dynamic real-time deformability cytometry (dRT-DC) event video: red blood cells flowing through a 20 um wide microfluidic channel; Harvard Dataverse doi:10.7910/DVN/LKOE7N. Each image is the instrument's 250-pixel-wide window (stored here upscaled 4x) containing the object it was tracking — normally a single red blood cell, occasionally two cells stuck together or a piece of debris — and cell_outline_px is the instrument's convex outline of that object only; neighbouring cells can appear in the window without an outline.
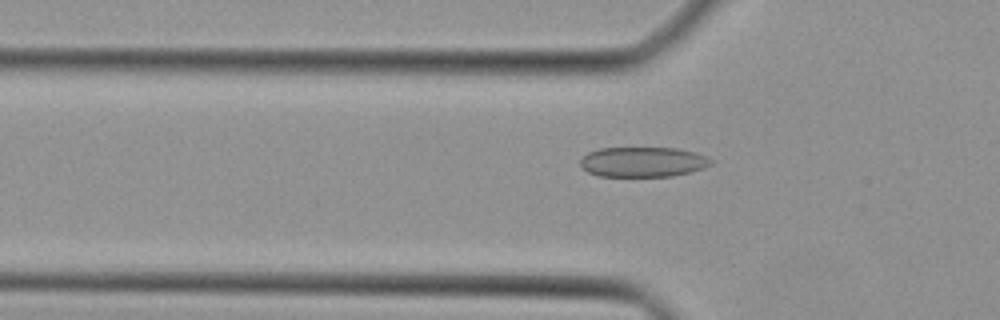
{"species": "Egyptian fruit bat (a non-hibernating species)", "species_latin": "Rousettus aegyptiacus", "temperature_condition": "cold", "stored_images_in_passage": 44, "camera_frame_rate_fps": 3000, "um_per_image_px": 0.085, "animal": {"sex": "female"}, "frame": {"image": 1, "passage_image": 14, "time_ms": 4.333, "image_size_px": [1000, 320], "cell_outline_px": [[712, 164], [704, 168], [692, 172], [672, 176], [600, 176], [588, 172], [580, 164], [580, 160], [588, 152], [600, 148], [676, 148], [696, 152], [712, 160]], "centroid_in_image_um": [54.67, 13.76], "position_along_channel_um": 71.1, "area_um2": 22.83}}
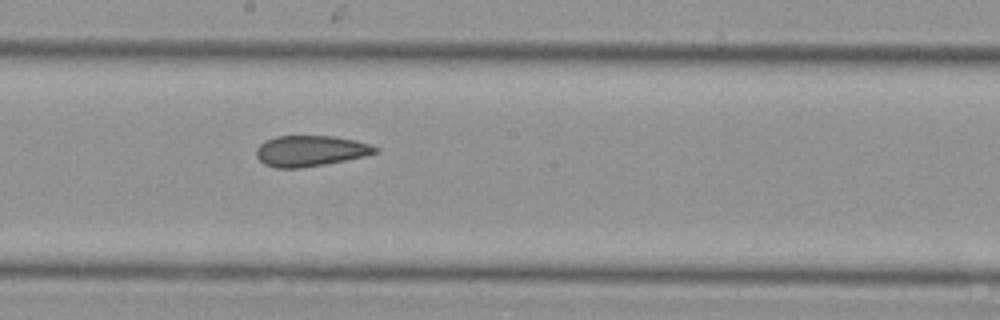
{"frame": {"image": 2, "passage_image": 24, "time_ms": 7.667, "image_size_px": [1000, 320], "cell_outline_px": [[380, 152], [364, 156], [324, 164], [300, 168], [276, 168], [264, 164], [256, 156], [256, 148], [264, 140], [276, 136], [332, 136], [356, 140], [380, 148]], "centroid_in_image_um": [26.37, 12.82], "position_along_channel_um": 221.8, "area_um2": 21.39}}
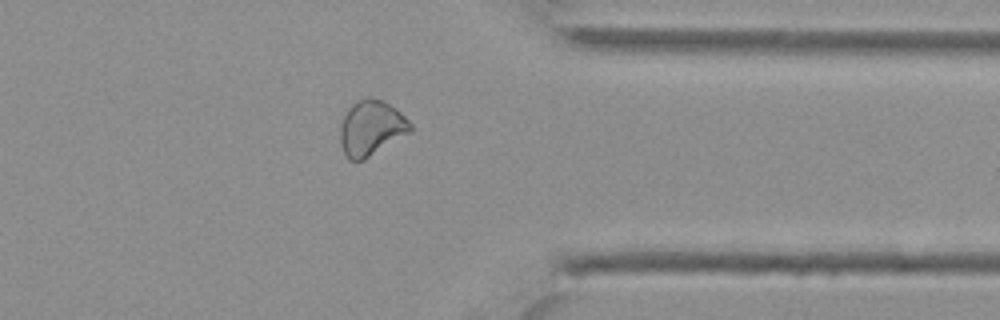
{"frame": {"image": 3, "passage_image": 35, "time_ms": 11.333, "image_size_px": [1000, 320], "cell_outline_px": [[412, 132], [364, 160], [348, 160], [340, 144], [340, 128], [344, 116], [348, 108], [352, 104], [368, 96], [384, 100], [396, 108], [412, 124]], "centroid_in_image_um": [31.57, 10.88], "position_along_channel_um": 379.8, "area_um2": 22.77}}